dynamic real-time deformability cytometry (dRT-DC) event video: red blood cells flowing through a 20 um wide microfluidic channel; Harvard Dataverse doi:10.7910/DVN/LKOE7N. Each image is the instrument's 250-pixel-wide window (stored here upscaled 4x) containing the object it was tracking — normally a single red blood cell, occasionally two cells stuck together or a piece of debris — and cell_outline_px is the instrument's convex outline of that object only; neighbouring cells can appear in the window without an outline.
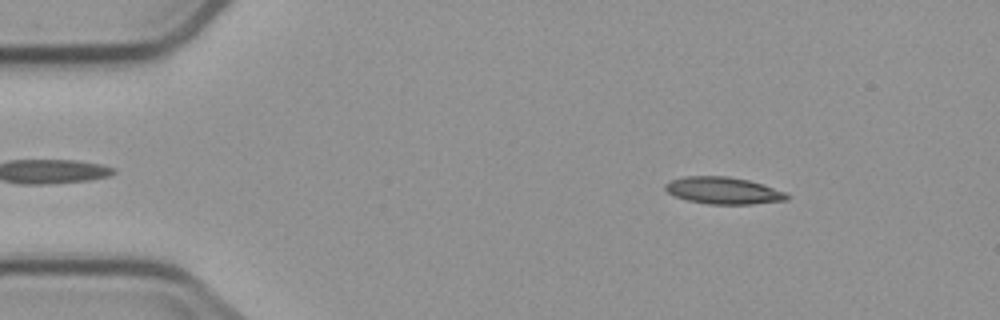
{"species": "common noctule bat (a hibernating species)", "species_latin": "Nyctalus noctula", "temperature_condition": "cold", "stored_images_in_passage": 4, "camera_frame_rate_fps": 3000, "um_per_image_px": 0.085, "animal": {"sex": "male", "body_mass_g": 23.1, "forearm_length_mm": 52.7}, "frame": {"image": 1, "passage_image": 2, "time_ms": 1.0, "image_size_px": [1000, 320], "cell_outline_px": [[792, 196], [788, 200], [752, 204], [708, 204], [688, 200], [676, 196], [668, 192], [664, 188], [664, 184], [672, 180], [684, 176], [728, 176], [748, 180], [764, 184], [784, 192]], "centroid_in_image_um": [61.51, 16.19], "position_along_channel_um": 23.5, "area_um2": 19.13}}